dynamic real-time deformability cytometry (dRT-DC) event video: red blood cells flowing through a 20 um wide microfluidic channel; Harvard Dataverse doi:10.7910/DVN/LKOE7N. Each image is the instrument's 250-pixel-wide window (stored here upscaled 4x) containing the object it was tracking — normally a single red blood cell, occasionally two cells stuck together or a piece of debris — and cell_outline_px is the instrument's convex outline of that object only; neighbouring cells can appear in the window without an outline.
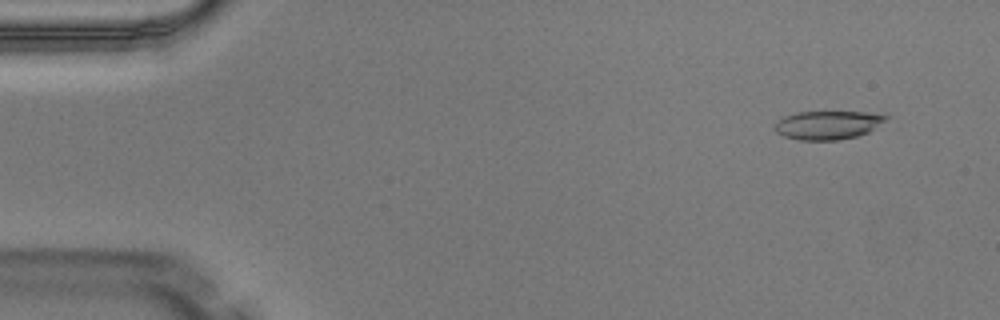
{"species": "Egyptian fruit bat (a non-hibernating species)", "species_latin": "Rousettus aegyptiacus", "temperature_condition": "warm", "stored_images_in_passage": 4, "camera_frame_rate_fps": 3000, "um_per_image_px": 0.085, "animal": {"sex": "male"}, "frame": {"image": 1, "passage_image": 1, "time_ms": 0.0, "image_size_px": [1000, 320], "cell_outline_px": [[888, 116], [884, 120], [868, 132], [856, 136], [836, 140], [796, 140], [784, 136], [776, 132], [776, 120], [784, 116], [796, 112], [864, 112]], "centroid_in_image_um": [70.28, 10.63], "position_along_channel_um": 14.7, "area_um2": 18.21}}
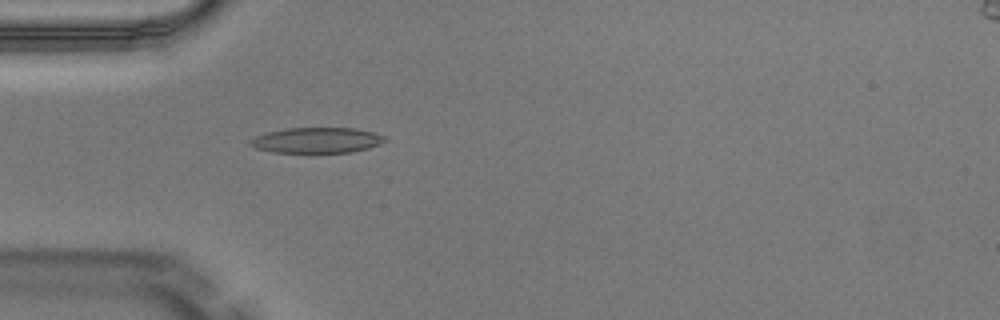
{"frame": {"image": 2, "passage_image": 4, "time_ms": 1.0, "image_size_px": [1000, 320], "cell_outline_px": [[388, 140], [380, 144], [368, 148], [352, 152], [272, 152], [256, 148], [248, 144], [248, 140], [256, 136], [268, 132], [288, 128], [356, 128], [372, 132], [384, 136]], "centroid_in_image_um": [26.93, 11.92], "position_along_channel_um": 58.1, "area_um2": 19.94}}